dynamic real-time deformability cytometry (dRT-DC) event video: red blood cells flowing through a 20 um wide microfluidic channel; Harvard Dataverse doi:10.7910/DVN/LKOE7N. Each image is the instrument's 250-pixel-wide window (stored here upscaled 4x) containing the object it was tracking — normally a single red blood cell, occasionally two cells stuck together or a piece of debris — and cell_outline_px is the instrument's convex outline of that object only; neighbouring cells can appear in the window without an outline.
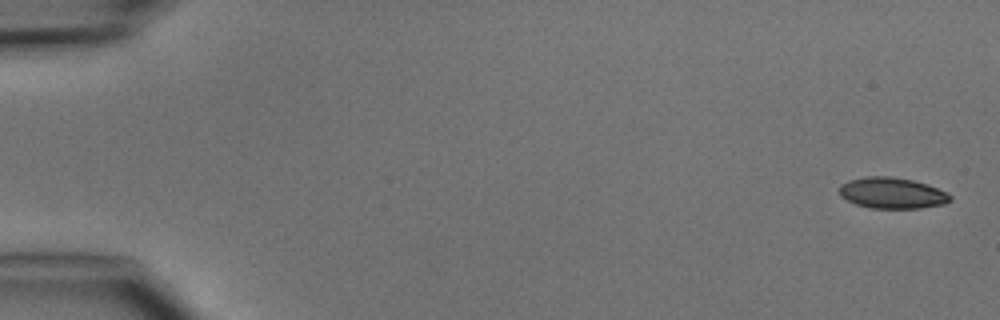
{"species": "common noctule bat (a hibernating species)", "species_latin": "Nyctalus noctula", "temperature_condition": "cold", "stored_images_in_passage": 7, "camera_frame_rate_fps": 3000, "um_per_image_px": 0.085, "animal": {"sex": "male", "body_mass_g": 15.6}, "frame": {"image": 1, "passage_image": 1, "time_ms": 0.0, "image_size_px": [1000, 320], "cell_outline_px": [[952, 200], [944, 204], [920, 208], [872, 208], [856, 204], [840, 196], [840, 184], [848, 180], [864, 176], [888, 176], [912, 180], [928, 184], [948, 192], [952, 196]], "centroid_in_image_um": [75.85, 16.4], "position_along_channel_um": 9.1, "area_um2": 20.17}}
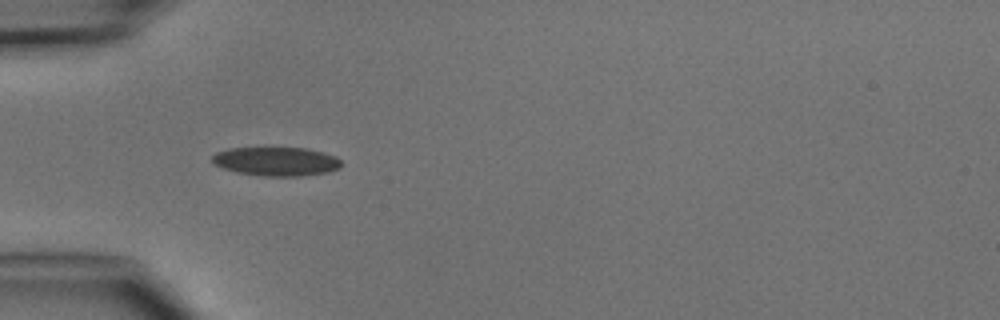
{"frame": {"image": 2, "passage_image": 5, "time_ms": 4.667, "image_size_px": [1000, 320], "cell_outline_px": [[340, 168], [328, 172], [300, 176], [264, 176], [236, 172], [212, 164], [212, 156], [216, 152], [228, 148], [304, 148], [324, 152], [336, 156], [340, 160]], "centroid_in_image_um": [23.47, 13.72], "position_along_channel_um": 61.5, "area_um2": 21.73}}
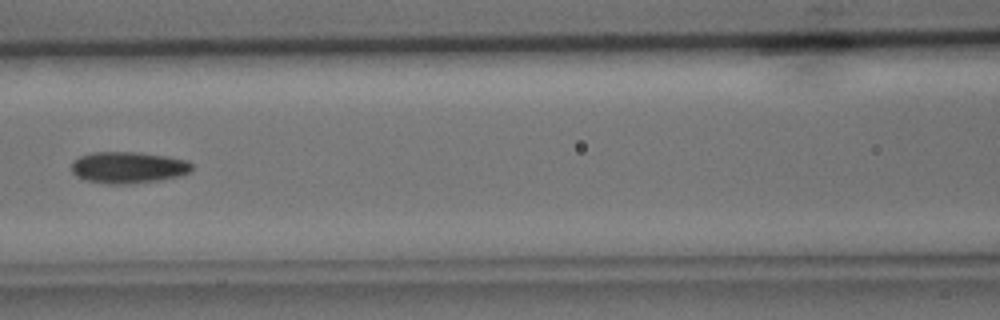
{"frame": {"image": 3, "passage_image": 7, "time_ms": 7.0, "image_size_px": [1000, 320], "cell_outline_px": [[192, 168], [188, 172], [180, 176], [160, 180], [128, 184], [108, 184], [84, 180], [76, 176], [72, 172], [72, 160], [80, 156], [92, 152], [140, 152], [168, 156], [188, 160], [192, 164]], "centroid_in_image_um": [10.89, 14.23], "position_along_channel_um": 155.7, "area_um2": 22.37}}